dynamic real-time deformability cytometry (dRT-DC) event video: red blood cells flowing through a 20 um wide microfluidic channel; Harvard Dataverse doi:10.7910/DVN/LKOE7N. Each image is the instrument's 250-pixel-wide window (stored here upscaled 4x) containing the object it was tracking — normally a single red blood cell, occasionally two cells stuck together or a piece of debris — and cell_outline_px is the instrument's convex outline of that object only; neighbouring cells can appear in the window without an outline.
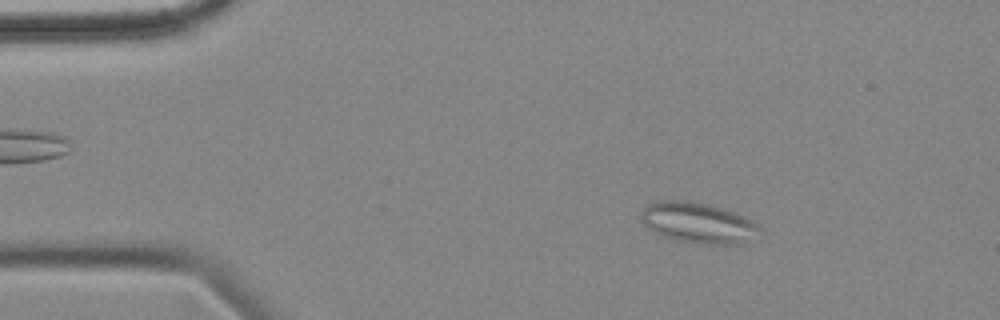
{"species": "common noctule bat (a hibernating species)", "species_latin": "Nyctalus noctula", "temperature_condition": "cold", "stored_images_in_passage": 56, "camera_frame_rate_fps": 3000, "um_per_image_px": 0.085, "animal": {"sex": "female", "body_mass_g": 18.4}, "frame": {"image": 1, "passage_image": 8, "time_ms": 2.333, "image_size_px": [1000, 320], "cell_outline_px": [[764, 232], [744, 244], [700, 244], [676, 240], [664, 236], [648, 228], [640, 220], [640, 216], [644, 208], [648, 204], [656, 200], [692, 200], [708, 204], [736, 212], [752, 220]], "centroid_in_image_um": [59.38, 18.93], "position_along_channel_um": 25.6, "area_um2": 28.55}}
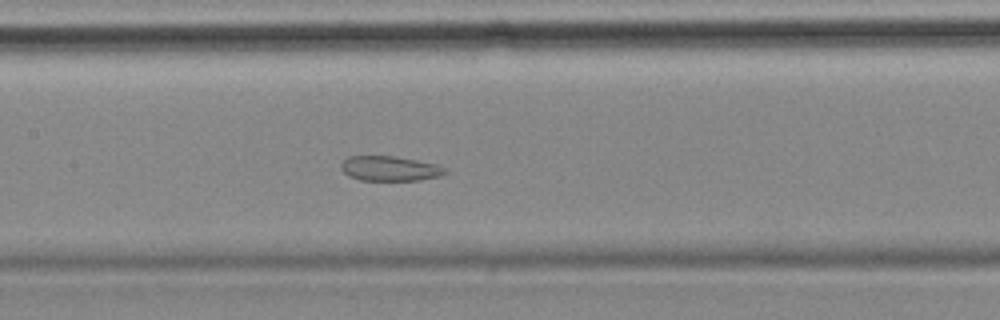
{"frame": {"image": 2, "passage_image": 26, "time_ms": 8.333, "image_size_px": [1000, 320], "cell_outline_px": [[448, 172], [440, 176], [420, 180], [360, 180], [348, 176], [340, 168], [340, 164], [348, 156], [396, 156], [436, 164], [444, 168]], "centroid_in_image_um": [33.11, 14.32], "position_along_channel_um": 174.3, "area_um2": 15.09}}
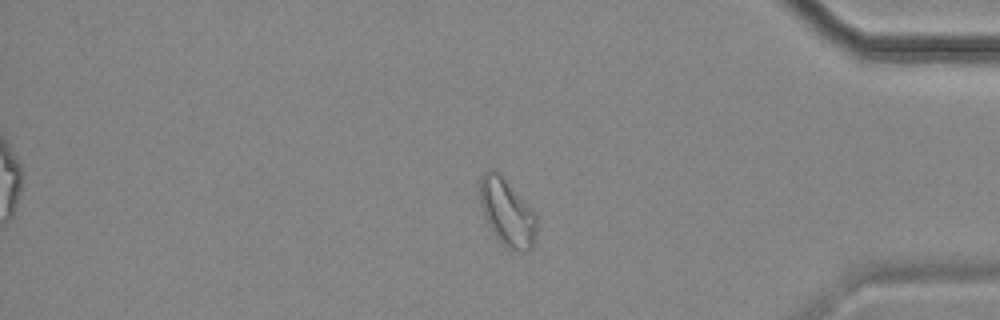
{"frame": {"image": 3, "passage_image": 47, "time_ms": 15.333, "image_size_px": [1000, 320], "cell_outline_px": [[536, 232], [532, 248], [524, 252], [508, 248], [496, 236], [484, 216], [480, 204], [480, 176], [488, 168], [496, 168], [504, 176], [536, 212]], "centroid_in_image_um": [43.11, 17.97], "position_along_channel_um": 392.1, "area_um2": 22.48}, "authors_computed_cell_mechanics": {"area_um2": 21.9351, "velocity_mm_per_s": 3.4984, "shape_relaxation_time_tau1_ms": null, "shape_relaxation_time_tau2_ms": 4.2171, "deformation_change_tau1": null, "deformation_change_tau2": 0.1031}}